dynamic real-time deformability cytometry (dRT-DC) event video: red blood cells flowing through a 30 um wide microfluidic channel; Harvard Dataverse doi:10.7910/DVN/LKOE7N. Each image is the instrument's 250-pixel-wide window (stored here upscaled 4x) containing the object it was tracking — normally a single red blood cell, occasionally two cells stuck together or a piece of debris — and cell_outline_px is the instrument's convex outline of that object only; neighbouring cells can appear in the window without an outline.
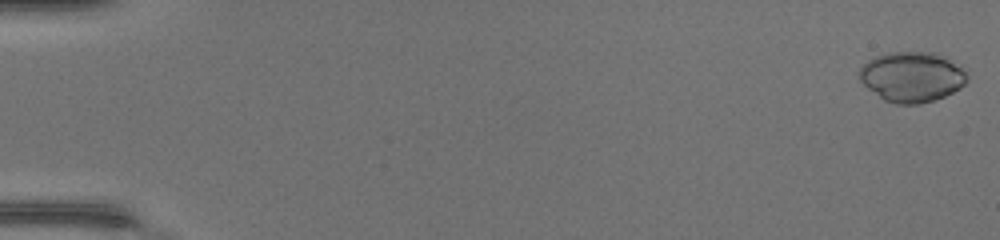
{"species": "common noctule bat (a hibernating species)", "species_latin": "Nyctalus noctula", "temperature_condition": "warm", "stored_images_in_passage": 48, "camera_frame_rate_fps": 3000, "um_per_image_px": 0.085, "animal": {"sex": "female", "body_mass_g": 17.0, "forearm_length_mm": 48.0}, "frame": {"image": 1, "passage_image": 1, "time_ms": 0.0, "image_size_px": [1000, 240], "cell_outline_px": [[968, 80], [960, 88], [944, 96], [920, 104], [896, 104], [884, 100], [868, 88], [860, 80], [856, 72], [868, 60], [876, 56], [888, 52], [936, 52], [968, 68]], "centroid_in_image_um": [77.55, 6.51], "position_along_channel_um": 7.5, "area_um2": 31.96}}
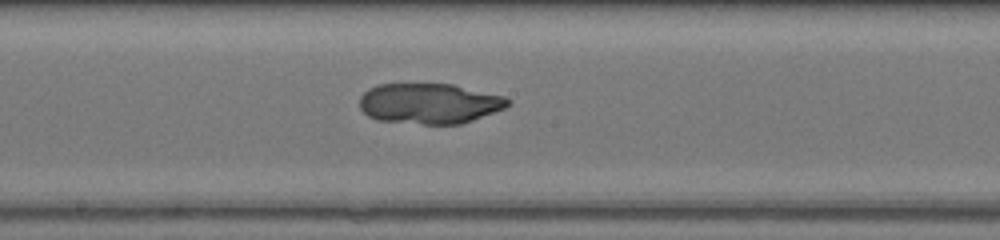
{"frame": {"image": 2, "passage_image": 27, "time_ms": 8.667, "image_size_px": [1000, 240], "cell_outline_px": [[512, 100], [504, 108], [472, 120], [460, 124], [424, 124], [376, 120], [368, 116], [360, 108], [360, 96], [368, 88], [376, 84], [452, 84], [504, 96]], "centroid_in_image_um": [36.46, 8.79], "position_along_channel_um": 211.7, "area_um2": 34.91}}
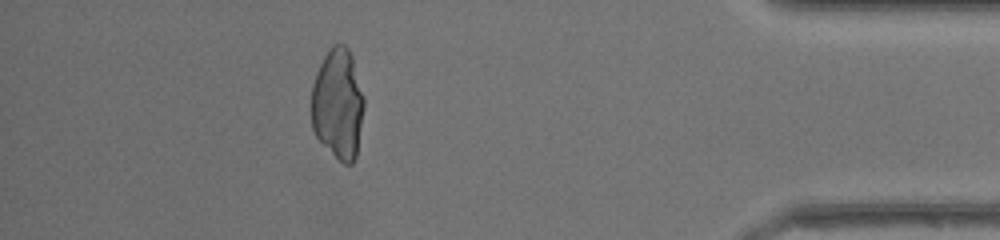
{"frame": {"image": 3, "passage_image": 43, "time_ms": 14.0, "image_size_px": [1000, 240], "cell_outline_px": [[364, 108], [356, 156], [352, 164], [344, 164], [316, 136], [312, 128], [312, 84], [316, 72], [328, 48], [332, 44], [344, 44], [348, 48], [352, 56], [364, 96]], "centroid_in_image_um": [28.73, 8.79], "position_along_channel_um": 406.5, "area_um2": 33.87}}